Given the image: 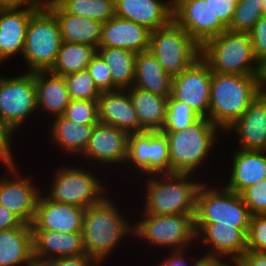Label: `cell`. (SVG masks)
Masks as SVG:
<instances>
[{
	"label": "cell",
	"mask_w": 266,
	"mask_h": 266,
	"mask_svg": "<svg viewBox=\"0 0 266 266\" xmlns=\"http://www.w3.org/2000/svg\"><path fill=\"white\" fill-rule=\"evenodd\" d=\"M259 94L255 75L212 72L208 119L225 133Z\"/></svg>",
	"instance_id": "cell-1"
},
{
	"label": "cell",
	"mask_w": 266,
	"mask_h": 266,
	"mask_svg": "<svg viewBox=\"0 0 266 266\" xmlns=\"http://www.w3.org/2000/svg\"><path fill=\"white\" fill-rule=\"evenodd\" d=\"M118 210L112 199L106 196L99 204L85 211L81 232L84 249L98 263H103L123 237L134 231L133 224H128L126 217Z\"/></svg>",
	"instance_id": "cell-2"
},
{
	"label": "cell",
	"mask_w": 266,
	"mask_h": 266,
	"mask_svg": "<svg viewBox=\"0 0 266 266\" xmlns=\"http://www.w3.org/2000/svg\"><path fill=\"white\" fill-rule=\"evenodd\" d=\"M190 177L192 175L187 173L159 174L148 177L144 213L195 215L196 195L202 183L197 180L196 183L190 180Z\"/></svg>",
	"instance_id": "cell-3"
},
{
	"label": "cell",
	"mask_w": 266,
	"mask_h": 266,
	"mask_svg": "<svg viewBox=\"0 0 266 266\" xmlns=\"http://www.w3.org/2000/svg\"><path fill=\"white\" fill-rule=\"evenodd\" d=\"M220 129L208 118H199L180 131H163L168 138L171 173L194 174L205 163Z\"/></svg>",
	"instance_id": "cell-4"
},
{
	"label": "cell",
	"mask_w": 266,
	"mask_h": 266,
	"mask_svg": "<svg viewBox=\"0 0 266 266\" xmlns=\"http://www.w3.org/2000/svg\"><path fill=\"white\" fill-rule=\"evenodd\" d=\"M200 57L212 72L256 75L257 60L249 33L226 30L201 46Z\"/></svg>",
	"instance_id": "cell-5"
},
{
	"label": "cell",
	"mask_w": 266,
	"mask_h": 266,
	"mask_svg": "<svg viewBox=\"0 0 266 266\" xmlns=\"http://www.w3.org/2000/svg\"><path fill=\"white\" fill-rule=\"evenodd\" d=\"M62 43L55 15L41 6L32 16L27 28L23 50L29 72L49 71L55 64Z\"/></svg>",
	"instance_id": "cell-6"
},
{
	"label": "cell",
	"mask_w": 266,
	"mask_h": 266,
	"mask_svg": "<svg viewBox=\"0 0 266 266\" xmlns=\"http://www.w3.org/2000/svg\"><path fill=\"white\" fill-rule=\"evenodd\" d=\"M215 187V188H214ZM251 214L240 194L202 181L196 195L194 224L233 225L249 228Z\"/></svg>",
	"instance_id": "cell-7"
},
{
	"label": "cell",
	"mask_w": 266,
	"mask_h": 266,
	"mask_svg": "<svg viewBox=\"0 0 266 266\" xmlns=\"http://www.w3.org/2000/svg\"><path fill=\"white\" fill-rule=\"evenodd\" d=\"M148 50L172 77L201 56V47L174 19L151 32Z\"/></svg>",
	"instance_id": "cell-8"
},
{
	"label": "cell",
	"mask_w": 266,
	"mask_h": 266,
	"mask_svg": "<svg viewBox=\"0 0 266 266\" xmlns=\"http://www.w3.org/2000/svg\"><path fill=\"white\" fill-rule=\"evenodd\" d=\"M144 219L133 224V235L147 239L155 247H171L172 251L185 250L196 241L194 229L195 215H153L143 213ZM189 243V244H188ZM164 246V247H163Z\"/></svg>",
	"instance_id": "cell-9"
},
{
	"label": "cell",
	"mask_w": 266,
	"mask_h": 266,
	"mask_svg": "<svg viewBox=\"0 0 266 266\" xmlns=\"http://www.w3.org/2000/svg\"><path fill=\"white\" fill-rule=\"evenodd\" d=\"M46 197L58 203L87 209L99 204L107 195L105 186L87 169L71 166L58 169Z\"/></svg>",
	"instance_id": "cell-10"
},
{
	"label": "cell",
	"mask_w": 266,
	"mask_h": 266,
	"mask_svg": "<svg viewBox=\"0 0 266 266\" xmlns=\"http://www.w3.org/2000/svg\"><path fill=\"white\" fill-rule=\"evenodd\" d=\"M37 110L34 72L14 77L0 74V116L16 131ZM19 126V127H18Z\"/></svg>",
	"instance_id": "cell-11"
},
{
	"label": "cell",
	"mask_w": 266,
	"mask_h": 266,
	"mask_svg": "<svg viewBox=\"0 0 266 266\" xmlns=\"http://www.w3.org/2000/svg\"><path fill=\"white\" fill-rule=\"evenodd\" d=\"M127 163L145 176L171 174L168 138L163 131L128 134Z\"/></svg>",
	"instance_id": "cell-12"
},
{
	"label": "cell",
	"mask_w": 266,
	"mask_h": 266,
	"mask_svg": "<svg viewBox=\"0 0 266 266\" xmlns=\"http://www.w3.org/2000/svg\"><path fill=\"white\" fill-rule=\"evenodd\" d=\"M212 71L200 57L190 67L173 76L171 96L201 117L208 118Z\"/></svg>",
	"instance_id": "cell-13"
},
{
	"label": "cell",
	"mask_w": 266,
	"mask_h": 266,
	"mask_svg": "<svg viewBox=\"0 0 266 266\" xmlns=\"http://www.w3.org/2000/svg\"><path fill=\"white\" fill-rule=\"evenodd\" d=\"M15 164V162L4 163L6 168L8 167L7 170L12 172L13 179L7 176L0 178V205L9 209L23 223L31 225L41 192L35 187L30 177L20 175Z\"/></svg>",
	"instance_id": "cell-14"
},
{
	"label": "cell",
	"mask_w": 266,
	"mask_h": 266,
	"mask_svg": "<svg viewBox=\"0 0 266 266\" xmlns=\"http://www.w3.org/2000/svg\"><path fill=\"white\" fill-rule=\"evenodd\" d=\"M173 19L201 47L227 28L214 16L207 0H187L173 11Z\"/></svg>",
	"instance_id": "cell-15"
},
{
	"label": "cell",
	"mask_w": 266,
	"mask_h": 266,
	"mask_svg": "<svg viewBox=\"0 0 266 266\" xmlns=\"http://www.w3.org/2000/svg\"><path fill=\"white\" fill-rule=\"evenodd\" d=\"M194 229L195 239H201L200 241L204 245L211 246L212 252L204 254L205 256L226 258L229 256V259L239 260L247 251L249 228H235L233 225H218V223H214L194 224Z\"/></svg>",
	"instance_id": "cell-16"
},
{
	"label": "cell",
	"mask_w": 266,
	"mask_h": 266,
	"mask_svg": "<svg viewBox=\"0 0 266 266\" xmlns=\"http://www.w3.org/2000/svg\"><path fill=\"white\" fill-rule=\"evenodd\" d=\"M127 146L126 131L99 122L94 126L82 157L104 164L126 163Z\"/></svg>",
	"instance_id": "cell-17"
},
{
	"label": "cell",
	"mask_w": 266,
	"mask_h": 266,
	"mask_svg": "<svg viewBox=\"0 0 266 266\" xmlns=\"http://www.w3.org/2000/svg\"><path fill=\"white\" fill-rule=\"evenodd\" d=\"M40 7H0V63L23 55L29 21Z\"/></svg>",
	"instance_id": "cell-18"
},
{
	"label": "cell",
	"mask_w": 266,
	"mask_h": 266,
	"mask_svg": "<svg viewBox=\"0 0 266 266\" xmlns=\"http://www.w3.org/2000/svg\"><path fill=\"white\" fill-rule=\"evenodd\" d=\"M86 209L74 205L58 203L39 196L32 229H44L58 232H82Z\"/></svg>",
	"instance_id": "cell-19"
},
{
	"label": "cell",
	"mask_w": 266,
	"mask_h": 266,
	"mask_svg": "<svg viewBox=\"0 0 266 266\" xmlns=\"http://www.w3.org/2000/svg\"><path fill=\"white\" fill-rule=\"evenodd\" d=\"M33 256L37 266L63 256L86 254L81 232H58L32 229Z\"/></svg>",
	"instance_id": "cell-20"
},
{
	"label": "cell",
	"mask_w": 266,
	"mask_h": 266,
	"mask_svg": "<svg viewBox=\"0 0 266 266\" xmlns=\"http://www.w3.org/2000/svg\"><path fill=\"white\" fill-rule=\"evenodd\" d=\"M151 31L134 21L114 16L103 23L99 47H119L134 53L148 51Z\"/></svg>",
	"instance_id": "cell-21"
},
{
	"label": "cell",
	"mask_w": 266,
	"mask_h": 266,
	"mask_svg": "<svg viewBox=\"0 0 266 266\" xmlns=\"http://www.w3.org/2000/svg\"><path fill=\"white\" fill-rule=\"evenodd\" d=\"M239 136L240 149L266 151V94L260 93L226 132Z\"/></svg>",
	"instance_id": "cell-22"
},
{
	"label": "cell",
	"mask_w": 266,
	"mask_h": 266,
	"mask_svg": "<svg viewBox=\"0 0 266 266\" xmlns=\"http://www.w3.org/2000/svg\"><path fill=\"white\" fill-rule=\"evenodd\" d=\"M99 122L128 134L143 132L128 90L101 92L97 99Z\"/></svg>",
	"instance_id": "cell-23"
},
{
	"label": "cell",
	"mask_w": 266,
	"mask_h": 266,
	"mask_svg": "<svg viewBox=\"0 0 266 266\" xmlns=\"http://www.w3.org/2000/svg\"><path fill=\"white\" fill-rule=\"evenodd\" d=\"M115 0V16H119L155 31L173 19L170 1Z\"/></svg>",
	"instance_id": "cell-24"
},
{
	"label": "cell",
	"mask_w": 266,
	"mask_h": 266,
	"mask_svg": "<svg viewBox=\"0 0 266 266\" xmlns=\"http://www.w3.org/2000/svg\"><path fill=\"white\" fill-rule=\"evenodd\" d=\"M46 7L55 15L62 42L79 43L99 48L103 23L89 17L67 13L57 2Z\"/></svg>",
	"instance_id": "cell-25"
},
{
	"label": "cell",
	"mask_w": 266,
	"mask_h": 266,
	"mask_svg": "<svg viewBox=\"0 0 266 266\" xmlns=\"http://www.w3.org/2000/svg\"><path fill=\"white\" fill-rule=\"evenodd\" d=\"M266 151L237 149L233 153V163L228 190L240 194L247 187L266 179Z\"/></svg>",
	"instance_id": "cell-26"
},
{
	"label": "cell",
	"mask_w": 266,
	"mask_h": 266,
	"mask_svg": "<svg viewBox=\"0 0 266 266\" xmlns=\"http://www.w3.org/2000/svg\"><path fill=\"white\" fill-rule=\"evenodd\" d=\"M37 266L33 256L31 225L0 231V266Z\"/></svg>",
	"instance_id": "cell-27"
},
{
	"label": "cell",
	"mask_w": 266,
	"mask_h": 266,
	"mask_svg": "<svg viewBox=\"0 0 266 266\" xmlns=\"http://www.w3.org/2000/svg\"><path fill=\"white\" fill-rule=\"evenodd\" d=\"M37 109L46 110L55 117L62 116L71 101L64 76L50 71L34 72Z\"/></svg>",
	"instance_id": "cell-28"
},
{
	"label": "cell",
	"mask_w": 266,
	"mask_h": 266,
	"mask_svg": "<svg viewBox=\"0 0 266 266\" xmlns=\"http://www.w3.org/2000/svg\"><path fill=\"white\" fill-rule=\"evenodd\" d=\"M172 79L149 50L136 54L133 87L168 98L172 94Z\"/></svg>",
	"instance_id": "cell-29"
},
{
	"label": "cell",
	"mask_w": 266,
	"mask_h": 266,
	"mask_svg": "<svg viewBox=\"0 0 266 266\" xmlns=\"http://www.w3.org/2000/svg\"><path fill=\"white\" fill-rule=\"evenodd\" d=\"M127 90L140 127L144 131H162L166 120L168 98L133 86Z\"/></svg>",
	"instance_id": "cell-30"
},
{
	"label": "cell",
	"mask_w": 266,
	"mask_h": 266,
	"mask_svg": "<svg viewBox=\"0 0 266 266\" xmlns=\"http://www.w3.org/2000/svg\"><path fill=\"white\" fill-rule=\"evenodd\" d=\"M95 124H79L72 122L63 115L56 117L52 123V143L59 145L61 150L69 154L82 155L92 135ZM75 152V153H74Z\"/></svg>",
	"instance_id": "cell-31"
},
{
	"label": "cell",
	"mask_w": 266,
	"mask_h": 266,
	"mask_svg": "<svg viewBox=\"0 0 266 266\" xmlns=\"http://www.w3.org/2000/svg\"><path fill=\"white\" fill-rule=\"evenodd\" d=\"M97 53L109 66L113 84L119 90H127L133 86L136 53L119 47H99Z\"/></svg>",
	"instance_id": "cell-32"
},
{
	"label": "cell",
	"mask_w": 266,
	"mask_h": 266,
	"mask_svg": "<svg viewBox=\"0 0 266 266\" xmlns=\"http://www.w3.org/2000/svg\"><path fill=\"white\" fill-rule=\"evenodd\" d=\"M96 52L97 49L92 46L62 42L55 64L49 71L65 76L70 73L86 70Z\"/></svg>",
	"instance_id": "cell-33"
},
{
	"label": "cell",
	"mask_w": 266,
	"mask_h": 266,
	"mask_svg": "<svg viewBox=\"0 0 266 266\" xmlns=\"http://www.w3.org/2000/svg\"><path fill=\"white\" fill-rule=\"evenodd\" d=\"M67 13L105 23L115 16V0H57Z\"/></svg>",
	"instance_id": "cell-34"
},
{
	"label": "cell",
	"mask_w": 266,
	"mask_h": 266,
	"mask_svg": "<svg viewBox=\"0 0 266 266\" xmlns=\"http://www.w3.org/2000/svg\"><path fill=\"white\" fill-rule=\"evenodd\" d=\"M263 0H238L232 21L227 30L249 33L255 23L263 16Z\"/></svg>",
	"instance_id": "cell-35"
},
{
	"label": "cell",
	"mask_w": 266,
	"mask_h": 266,
	"mask_svg": "<svg viewBox=\"0 0 266 266\" xmlns=\"http://www.w3.org/2000/svg\"><path fill=\"white\" fill-rule=\"evenodd\" d=\"M201 118L189 105L168 97L166 120L162 131H180Z\"/></svg>",
	"instance_id": "cell-36"
},
{
	"label": "cell",
	"mask_w": 266,
	"mask_h": 266,
	"mask_svg": "<svg viewBox=\"0 0 266 266\" xmlns=\"http://www.w3.org/2000/svg\"><path fill=\"white\" fill-rule=\"evenodd\" d=\"M64 79L73 100H97L101 95L87 69L67 74Z\"/></svg>",
	"instance_id": "cell-37"
},
{
	"label": "cell",
	"mask_w": 266,
	"mask_h": 266,
	"mask_svg": "<svg viewBox=\"0 0 266 266\" xmlns=\"http://www.w3.org/2000/svg\"><path fill=\"white\" fill-rule=\"evenodd\" d=\"M63 116L79 124H97L99 123L97 100L71 99Z\"/></svg>",
	"instance_id": "cell-38"
},
{
	"label": "cell",
	"mask_w": 266,
	"mask_h": 266,
	"mask_svg": "<svg viewBox=\"0 0 266 266\" xmlns=\"http://www.w3.org/2000/svg\"><path fill=\"white\" fill-rule=\"evenodd\" d=\"M87 71L92 76L94 84L100 92L119 90L113 84L109 66L97 52L88 64Z\"/></svg>",
	"instance_id": "cell-39"
},
{
	"label": "cell",
	"mask_w": 266,
	"mask_h": 266,
	"mask_svg": "<svg viewBox=\"0 0 266 266\" xmlns=\"http://www.w3.org/2000/svg\"><path fill=\"white\" fill-rule=\"evenodd\" d=\"M247 251L266 253V214L251 216L247 234Z\"/></svg>",
	"instance_id": "cell-40"
},
{
	"label": "cell",
	"mask_w": 266,
	"mask_h": 266,
	"mask_svg": "<svg viewBox=\"0 0 266 266\" xmlns=\"http://www.w3.org/2000/svg\"><path fill=\"white\" fill-rule=\"evenodd\" d=\"M251 215L266 214V179L240 193Z\"/></svg>",
	"instance_id": "cell-41"
},
{
	"label": "cell",
	"mask_w": 266,
	"mask_h": 266,
	"mask_svg": "<svg viewBox=\"0 0 266 266\" xmlns=\"http://www.w3.org/2000/svg\"><path fill=\"white\" fill-rule=\"evenodd\" d=\"M256 60L266 56V16H262L249 32Z\"/></svg>",
	"instance_id": "cell-42"
},
{
	"label": "cell",
	"mask_w": 266,
	"mask_h": 266,
	"mask_svg": "<svg viewBox=\"0 0 266 266\" xmlns=\"http://www.w3.org/2000/svg\"><path fill=\"white\" fill-rule=\"evenodd\" d=\"M211 5V9L213 10L214 16L218 17L220 22L228 28L234 11L237 7L238 0H207Z\"/></svg>",
	"instance_id": "cell-43"
},
{
	"label": "cell",
	"mask_w": 266,
	"mask_h": 266,
	"mask_svg": "<svg viewBox=\"0 0 266 266\" xmlns=\"http://www.w3.org/2000/svg\"><path fill=\"white\" fill-rule=\"evenodd\" d=\"M13 129L0 116V161L1 163H14V157L10 145Z\"/></svg>",
	"instance_id": "cell-44"
},
{
	"label": "cell",
	"mask_w": 266,
	"mask_h": 266,
	"mask_svg": "<svg viewBox=\"0 0 266 266\" xmlns=\"http://www.w3.org/2000/svg\"><path fill=\"white\" fill-rule=\"evenodd\" d=\"M40 266H100V264L93 257L83 254L56 257L43 262Z\"/></svg>",
	"instance_id": "cell-45"
},
{
	"label": "cell",
	"mask_w": 266,
	"mask_h": 266,
	"mask_svg": "<svg viewBox=\"0 0 266 266\" xmlns=\"http://www.w3.org/2000/svg\"><path fill=\"white\" fill-rule=\"evenodd\" d=\"M22 223L14 213L0 205V231L19 227Z\"/></svg>",
	"instance_id": "cell-46"
},
{
	"label": "cell",
	"mask_w": 266,
	"mask_h": 266,
	"mask_svg": "<svg viewBox=\"0 0 266 266\" xmlns=\"http://www.w3.org/2000/svg\"><path fill=\"white\" fill-rule=\"evenodd\" d=\"M239 266H266V253L246 251L239 259Z\"/></svg>",
	"instance_id": "cell-47"
},
{
	"label": "cell",
	"mask_w": 266,
	"mask_h": 266,
	"mask_svg": "<svg viewBox=\"0 0 266 266\" xmlns=\"http://www.w3.org/2000/svg\"><path fill=\"white\" fill-rule=\"evenodd\" d=\"M184 250L179 251H171L169 257L167 256L163 263L159 266H188V262H186ZM197 260H194L193 264L189 266H196Z\"/></svg>",
	"instance_id": "cell-48"
},
{
	"label": "cell",
	"mask_w": 266,
	"mask_h": 266,
	"mask_svg": "<svg viewBox=\"0 0 266 266\" xmlns=\"http://www.w3.org/2000/svg\"><path fill=\"white\" fill-rule=\"evenodd\" d=\"M222 257L205 256L199 257L196 266H239V260L230 258V261L223 262ZM234 262V263H233ZM233 264V265H232Z\"/></svg>",
	"instance_id": "cell-49"
},
{
	"label": "cell",
	"mask_w": 266,
	"mask_h": 266,
	"mask_svg": "<svg viewBox=\"0 0 266 266\" xmlns=\"http://www.w3.org/2000/svg\"><path fill=\"white\" fill-rule=\"evenodd\" d=\"M256 85L259 93L266 94V56L257 61Z\"/></svg>",
	"instance_id": "cell-50"
},
{
	"label": "cell",
	"mask_w": 266,
	"mask_h": 266,
	"mask_svg": "<svg viewBox=\"0 0 266 266\" xmlns=\"http://www.w3.org/2000/svg\"><path fill=\"white\" fill-rule=\"evenodd\" d=\"M41 6L36 0H0V7Z\"/></svg>",
	"instance_id": "cell-51"
},
{
	"label": "cell",
	"mask_w": 266,
	"mask_h": 266,
	"mask_svg": "<svg viewBox=\"0 0 266 266\" xmlns=\"http://www.w3.org/2000/svg\"><path fill=\"white\" fill-rule=\"evenodd\" d=\"M185 1L187 0H171L170 4H171L172 11H174L181 3Z\"/></svg>",
	"instance_id": "cell-52"
},
{
	"label": "cell",
	"mask_w": 266,
	"mask_h": 266,
	"mask_svg": "<svg viewBox=\"0 0 266 266\" xmlns=\"http://www.w3.org/2000/svg\"><path fill=\"white\" fill-rule=\"evenodd\" d=\"M41 6H46L50 3H54L57 0H36Z\"/></svg>",
	"instance_id": "cell-53"
},
{
	"label": "cell",
	"mask_w": 266,
	"mask_h": 266,
	"mask_svg": "<svg viewBox=\"0 0 266 266\" xmlns=\"http://www.w3.org/2000/svg\"><path fill=\"white\" fill-rule=\"evenodd\" d=\"M262 11H263V16H266V0L262 1Z\"/></svg>",
	"instance_id": "cell-54"
}]
</instances>
